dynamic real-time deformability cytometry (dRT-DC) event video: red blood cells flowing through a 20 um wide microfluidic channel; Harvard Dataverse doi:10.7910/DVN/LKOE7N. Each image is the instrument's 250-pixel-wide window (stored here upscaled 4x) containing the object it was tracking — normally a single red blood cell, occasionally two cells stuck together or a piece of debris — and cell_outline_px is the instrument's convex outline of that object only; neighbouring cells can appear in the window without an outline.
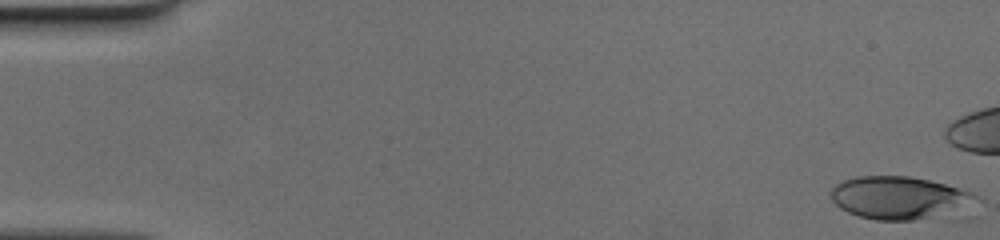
{"species": "human", "species_latin": "Homo sapiens", "temperature_condition": "cold", "stored_images_in_passage": 42, "camera_frame_rate_fps": 3000, "um_per_image_px": 0.085, "donor": {"sex": "female"}, "frame": {"image": 1, "passage_image": 1, "time_ms": 0.0, "image_size_px": [1000, 240], "cell_outline_px": [[984, 200], [912, 220], [876, 220], [860, 216], [848, 212], [840, 208], [832, 200], [832, 188], [836, 184], [844, 180], [856, 176], [908, 176], [928, 180], [944, 184], [972, 192]], "centroid_in_image_um": [76.34, 16.77], "position_along_channel_um": 8.7, "area_um2": 34.91}}
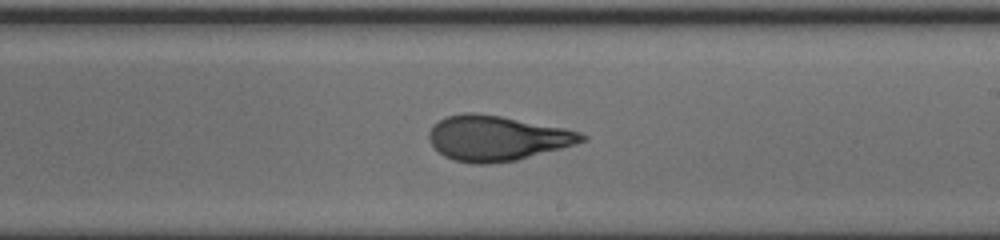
{"frame": {"image": 2, "passage_image": 30, "time_ms": 9.667, "image_size_px": [1000, 240], "cell_outline_px": [[588, 140], [576, 144], [516, 160], [492, 164], [472, 164], [452, 160], [444, 156], [428, 140], [428, 132], [432, 124], [448, 116], [464, 112], [472, 112], [500, 116], [564, 128], [580, 132], [588, 136]], "centroid_in_image_um": [42.22, 11.75], "position_along_channel_um": 246.8, "area_um2": 40.17}}
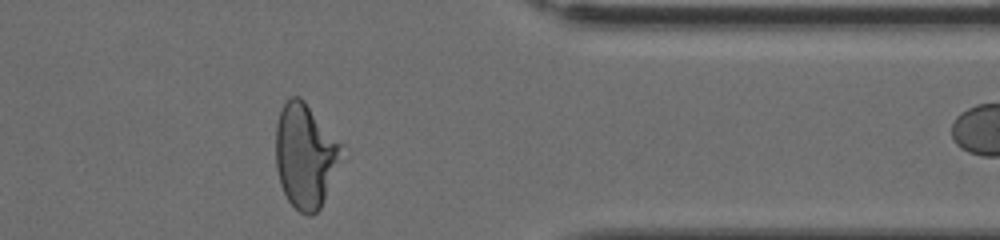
{"frame": {"image": 3, "passage_image": 41, "time_ms": 13.333, "image_size_px": [1000, 240], "cell_outline_px": [[344, 144], [324, 200], [320, 208], [312, 216], [308, 216], [300, 212], [288, 200], [280, 184], [276, 168], [276, 124], [280, 112], [284, 104], [292, 96], [300, 96], [304, 100]], "centroid_in_image_um": [25.93, 13.21], "position_along_channel_um": 385.5, "area_um2": 39.71}}